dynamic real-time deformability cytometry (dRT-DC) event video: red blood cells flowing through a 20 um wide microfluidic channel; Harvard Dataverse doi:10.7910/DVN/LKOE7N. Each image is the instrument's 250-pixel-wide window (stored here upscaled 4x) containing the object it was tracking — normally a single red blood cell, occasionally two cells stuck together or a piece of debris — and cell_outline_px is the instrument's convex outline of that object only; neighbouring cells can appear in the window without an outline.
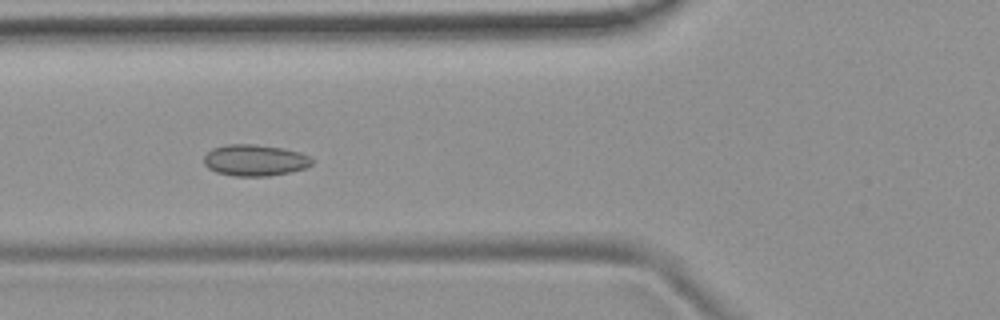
{"species": "common noctule bat (a hibernating species)", "species_latin": "Nyctalus noctula", "temperature_condition": "room temperature", "stored_images_in_passage": 44, "camera_frame_rate_fps": 3000, "um_per_image_px": 0.085, "animal": {"sex": "female", "body_mass_g": 19.9}, "frame": {"image": 1, "passage_image": 11, "time_ms": 3.333, "image_size_px": [1000, 320], "cell_outline_px": [[316, 160], [312, 164], [304, 168], [288, 172], [268, 176], [232, 176], [216, 172], [208, 168], [204, 164], [204, 156], [212, 148], [224, 144], [256, 144], [284, 148], [300, 152], [312, 156]], "centroid_in_image_um": [21.68, 13.61], "position_along_channel_um": 104.1, "area_um2": 20.06}}
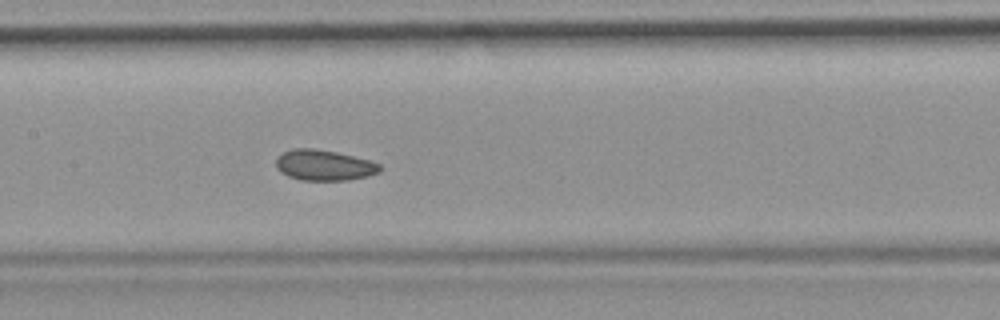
{"frame": {"image": 2, "passage_image": 17, "time_ms": 5.333, "image_size_px": [1000, 320], "cell_outline_px": [[384, 168], [380, 172], [368, 176], [348, 180], [300, 180], [288, 176], [280, 172], [276, 168], [276, 160], [284, 152], [292, 148], [316, 148], [336, 152], [368, 160], [380, 164]], "centroid_in_image_um": [27.56, 14.05], "position_along_channel_um": 179.8, "area_um2": 18.61}}
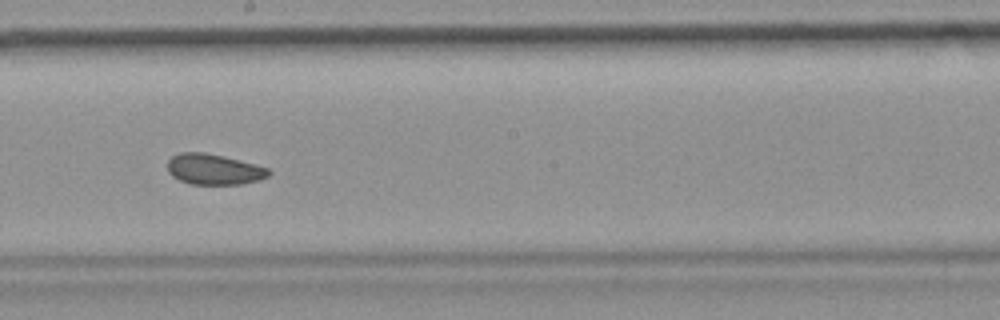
{"frame": {"image": 3, "passage_image": 21, "time_ms": 6.667, "image_size_px": [1000, 320], "cell_outline_px": [[272, 172], [268, 176], [260, 180], [240, 184], [192, 184], [180, 180], [172, 176], [168, 172], [168, 160], [172, 156], [180, 152], [204, 152], [224, 156], [256, 164], [268, 168]], "centroid_in_image_um": [18.19, 14.38], "position_along_channel_um": 230.0, "area_um2": 18.15}, "authors_computed_cell_mechanics": {"area_um2": 18.8717, "velocity_mm_per_s": 3.7872, "shape_relaxation_time_tau1_ms": null, "shape_relaxation_time_tau2_ms": 1.753, "deformation_change_tau1": null, "deformation_change_tau2": 0.0595}}